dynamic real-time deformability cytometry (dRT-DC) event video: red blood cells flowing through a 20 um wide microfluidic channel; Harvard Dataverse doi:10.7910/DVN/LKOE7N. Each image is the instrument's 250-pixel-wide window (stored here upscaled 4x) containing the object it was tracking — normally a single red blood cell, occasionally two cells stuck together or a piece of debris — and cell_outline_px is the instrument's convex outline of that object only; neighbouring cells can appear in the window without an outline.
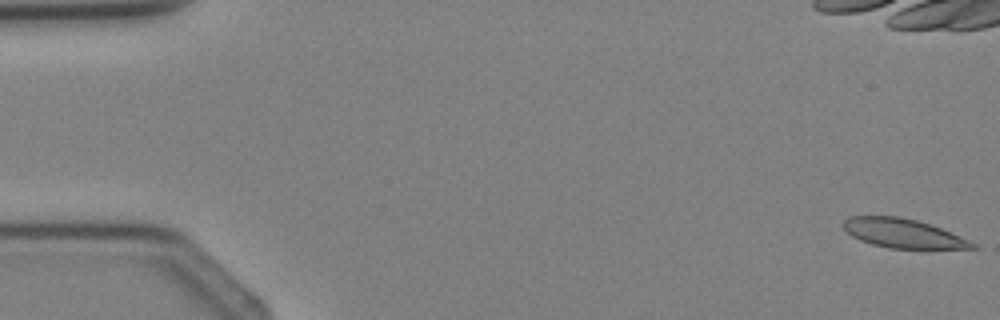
{"species": "Egyptian fruit bat (a non-hibernating species)", "species_latin": "Rousettus aegyptiacus", "temperature_condition": "cold", "stored_images_in_passage": 8, "segment_of_instrument_passage": [1, 3], "camera_frame_rate_fps": 3000, "um_per_image_px": 0.085, "animal": {"sex": "female"}, "frame": {"image": 1, "passage_image": 1, "time_ms": 0.0, "image_size_px": [1000, 320], "cell_outline_px": [[976, 248], [888, 248], [872, 244], [860, 240], [852, 236], [840, 224], [848, 216], [900, 216], [916, 220], [940, 228], [968, 240], [976, 244]], "centroid_in_image_um": [76.67, 19.82], "position_along_channel_um": 8.3, "area_um2": 21.56}}